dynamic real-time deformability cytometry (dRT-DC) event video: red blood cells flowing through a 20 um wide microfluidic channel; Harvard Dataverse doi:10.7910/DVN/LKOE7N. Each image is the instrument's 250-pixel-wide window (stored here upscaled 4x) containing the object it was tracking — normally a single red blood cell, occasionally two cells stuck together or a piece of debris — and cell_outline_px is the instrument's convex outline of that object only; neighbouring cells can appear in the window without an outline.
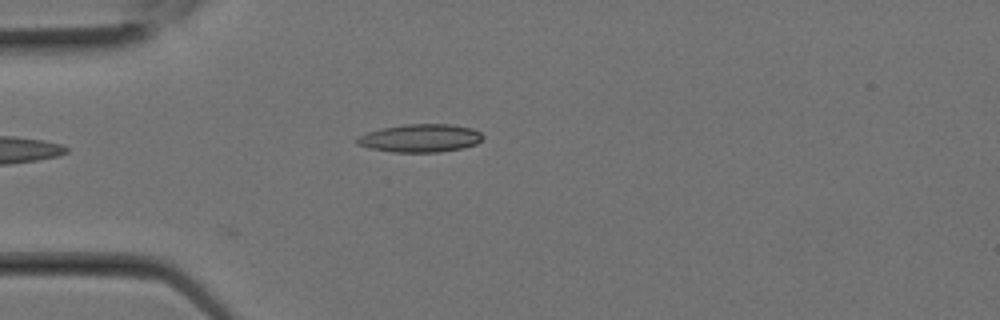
{"species": "Egyptian fruit bat (a non-hibernating species)", "species_latin": "Rousettus aegyptiacus", "temperature_condition": "room temperature", "stored_images_in_passage": 1, "camera_frame_rate_fps": 3000, "um_per_image_px": 0.085, "animal": {"sex": "female"}, "frame": {"image": 1, "passage_image": 1, "time_ms": 0.0, "image_size_px": [1000, 320], "cell_outline_px": [[484, 136], [476, 144], [460, 148], [440, 152], [392, 152], [368, 148], [356, 144], [356, 136], [368, 132], [384, 128], [404, 124], [448, 124], [472, 128], [480, 132]], "centroid_in_image_um": [35.69, 11.74], "position_along_channel_um": 49.3, "area_um2": 20.52}}